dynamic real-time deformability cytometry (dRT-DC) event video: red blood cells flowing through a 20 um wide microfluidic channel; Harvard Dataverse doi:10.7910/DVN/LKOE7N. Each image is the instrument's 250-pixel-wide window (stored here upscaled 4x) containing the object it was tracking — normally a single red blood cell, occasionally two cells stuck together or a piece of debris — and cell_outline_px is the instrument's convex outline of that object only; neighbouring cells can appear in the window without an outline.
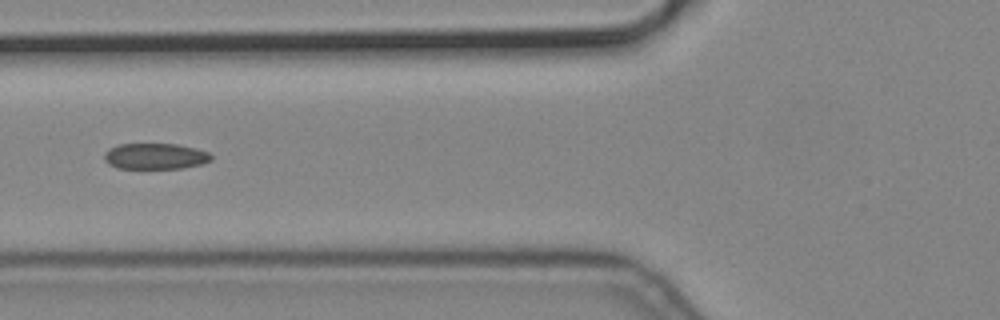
{"species": "common noctule bat (a hibernating species)", "species_latin": "Nyctalus noctula", "temperature_condition": "cold", "stored_images_in_passage": 8, "camera_frame_rate_fps": 3000, "um_per_image_px": 0.085, "animal": {"sex": "male", "body_mass_g": 19.2, "forearm_length_mm": 51.8}, "frame": {"image": 1, "passage_image": 6, "time_ms": 1.667, "image_size_px": [1000, 320], "cell_outline_px": [[212, 160], [200, 164], [184, 168], [116, 168], [108, 164], [104, 160], [104, 152], [108, 148], [116, 144], [176, 144], [196, 148], [208, 152], [212, 156]], "centroid_in_image_um": [13.16, 13.27], "position_along_channel_um": 112.6, "area_um2": 16.3}}
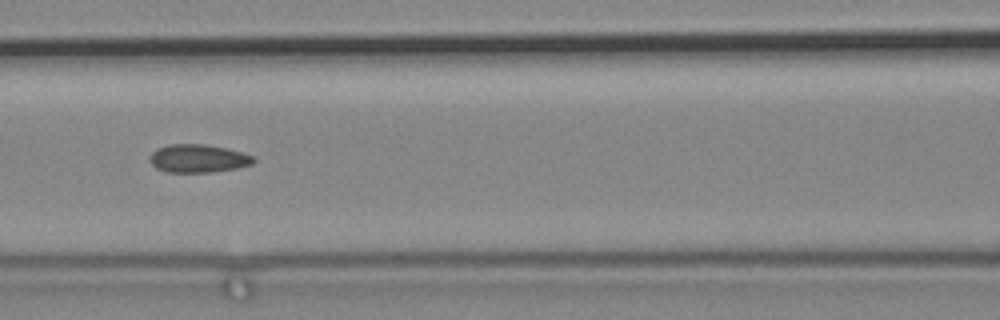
{"frame": {"image": 2, "passage_image": 7, "time_ms": 2.0, "image_size_px": [1000, 320], "cell_outline_px": [[256, 160], [252, 164], [236, 168], [212, 172], [168, 172], [156, 168], [148, 160], [148, 156], [156, 148], [168, 144], [208, 144], [240, 152], [252, 156]], "centroid_in_image_um": [16.78, 13.46], "position_along_channel_um": 149.8, "area_um2": 17.05}}
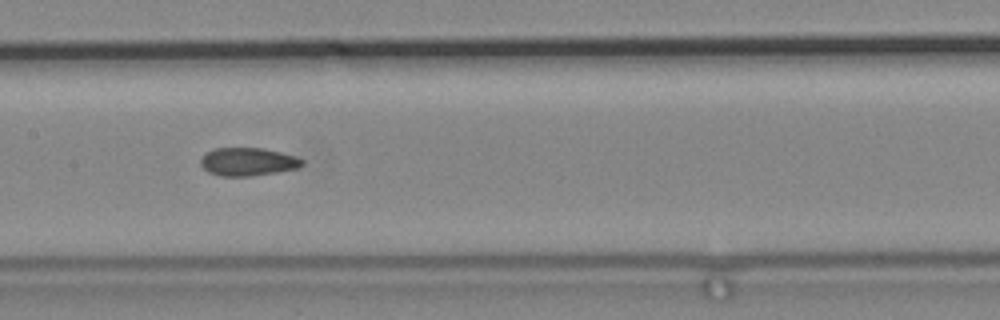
{"frame": {"image": 3, "passage_image": 8, "time_ms": 2.333, "image_size_px": [1000, 320], "cell_outline_px": [[304, 164], [296, 168], [276, 172], [248, 176], [220, 176], [208, 172], [200, 164], [200, 160], [212, 148], [264, 148], [296, 156], [304, 160]], "centroid_in_image_um": [21.07, 13.74], "position_along_channel_um": 186.3, "area_um2": 16.53}}